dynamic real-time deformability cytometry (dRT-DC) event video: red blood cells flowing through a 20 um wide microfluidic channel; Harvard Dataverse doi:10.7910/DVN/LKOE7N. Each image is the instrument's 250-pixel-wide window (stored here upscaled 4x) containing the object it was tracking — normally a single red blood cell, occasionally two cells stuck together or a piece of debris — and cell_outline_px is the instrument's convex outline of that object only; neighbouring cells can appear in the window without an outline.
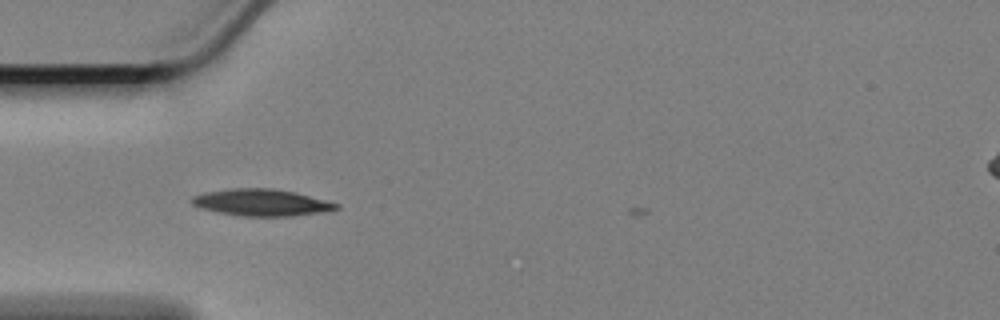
{"species": "Egyptian fruit bat (a non-hibernating species)", "species_latin": "Rousettus aegyptiacus", "temperature_condition": "cold", "stored_images_in_passage": 5, "camera_frame_rate_fps": 3000, "um_per_image_px": 0.085, "animal": {"sex": "female"}, "frame": {"image": 1, "passage_image": 1, "time_ms": 0.0, "image_size_px": [1000, 320], "cell_outline_px": [[340, 208], [324, 212], [292, 216], [240, 216], [200, 208], [192, 204], [192, 196], [204, 192], [232, 188], [272, 188], [296, 192], [340, 204]], "centroid_in_image_um": [22.25, 17.21], "position_along_channel_um": 62.8, "area_um2": 22.6}}
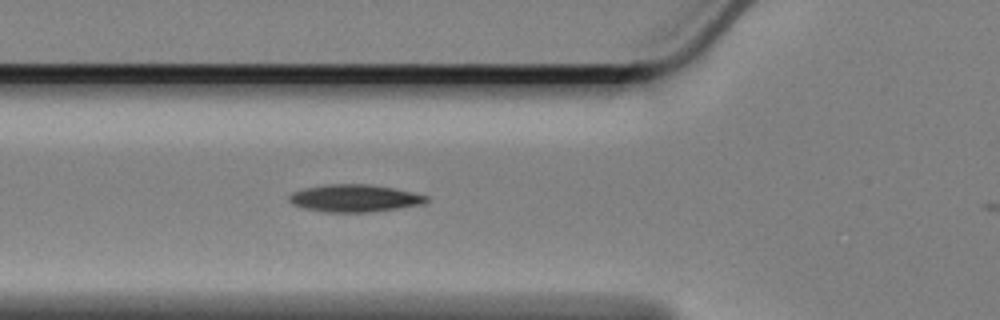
{"frame": {"image": 2, "passage_image": 4, "time_ms": 1.0, "image_size_px": [1000, 320], "cell_outline_px": [[428, 200], [424, 204], [400, 208], [372, 212], [324, 212], [304, 208], [292, 204], [288, 200], [288, 196], [292, 192], [304, 188], [324, 184], [368, 184], [392, 188], [412, 192], [428, 196]], "centroid_in_image_um": [30.12, 16.85], "position_along_channel_um": 95.7, "area_um2": 22.02}}